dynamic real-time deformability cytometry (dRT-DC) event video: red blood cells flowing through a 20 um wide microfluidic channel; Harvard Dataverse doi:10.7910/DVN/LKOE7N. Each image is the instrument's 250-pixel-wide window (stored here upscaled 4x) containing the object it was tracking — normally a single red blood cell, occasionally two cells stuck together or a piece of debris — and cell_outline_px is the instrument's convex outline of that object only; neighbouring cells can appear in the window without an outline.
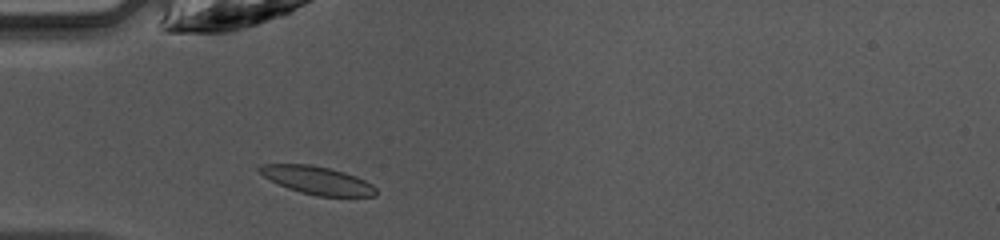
{"species": "common noctule bat (a hibernating species)", "species_latin": "Nyctalus noctula", "temperature_condition": "warm", "stored_images_in_passage": 35, "camera_frame_rate_fps": 3000, "um_per_image_px": 0.085, "animal": {"sex": "female", "body_mass_g": 10.0, "forearm_length_mm": 53.1}, "frame": {"image": 1, "passage_image": 2, "time_ms": 0.333, "image_size_px": [1000, 240], "cell_outline_px": [[376, 196], [316, 196], [300, 192], [288, 188], [264, 176], [256, 168], [260, 164], [312, 164], [344, 172], [356, 176], [372, 184], [376, 188]], "centroid_in_image_um": [26.97, 15.32], "position_along_channel_um": 58.0, "area_um2": 18.84}}
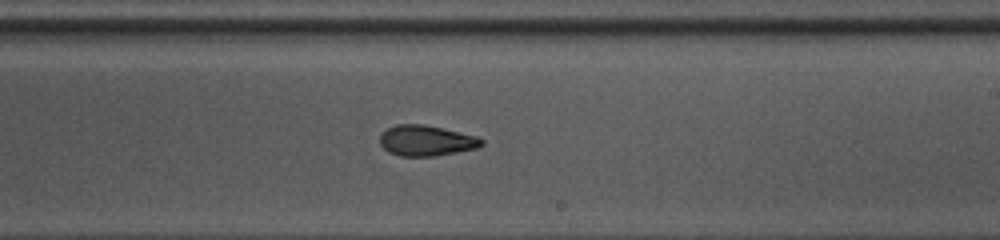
{"frame": {"image": 2, "passage_image": 16, "time_ms": 5.0, "image_size_px": [1000, 240], "cell_outline_px": [[484, 144], [476, 148], [436, 156], [400, 156], [388, 152], [380, 144], [380, 136], [388, 128], [396, 124], [424, 124], [476, 136], [484, 140]], "centroid_in_image_um": [36.22, 11.96], "position_along_channel_um": 252.8, "area_um2": 18.03}}
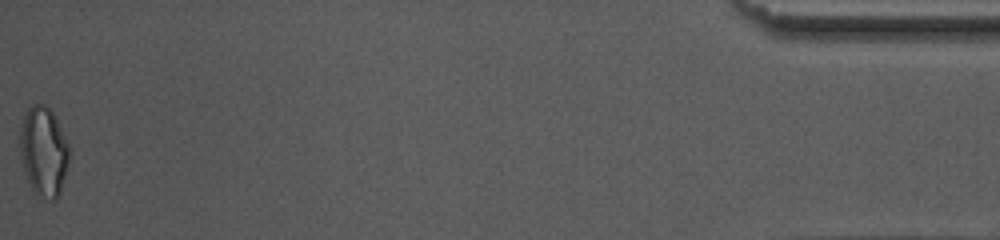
{"frame": {"image": 3, "passage_image": 35, "time_ms": 11.333, "image_size_px": [1000, 240], "cell_outline_px": [[68, 164], [60, 192], [56, 200], [52, 200], [36, 196], [32, 192], [24, 172], [20, 160], [20, 128], [24, 116], [28, 108], [32, 104], [44, 104], [56, 116], [68, 144]], "centroid_in_image_um": [3.68, 12.9], "position_along_channel_um": 431.5, "area_um2": 25.89}, "authors_computed_cell_mechanics": {"area_um2": 18.7272, "velocity_mm_per_s": 4.2545, "shape_relaxation_time_tau1_ms": 4.2234, "shape_relaxation_time_tau2_ms": 2.7894, "deformation_change_tau1": 0.1572, "deformation_change_tau2": 0.0902}}